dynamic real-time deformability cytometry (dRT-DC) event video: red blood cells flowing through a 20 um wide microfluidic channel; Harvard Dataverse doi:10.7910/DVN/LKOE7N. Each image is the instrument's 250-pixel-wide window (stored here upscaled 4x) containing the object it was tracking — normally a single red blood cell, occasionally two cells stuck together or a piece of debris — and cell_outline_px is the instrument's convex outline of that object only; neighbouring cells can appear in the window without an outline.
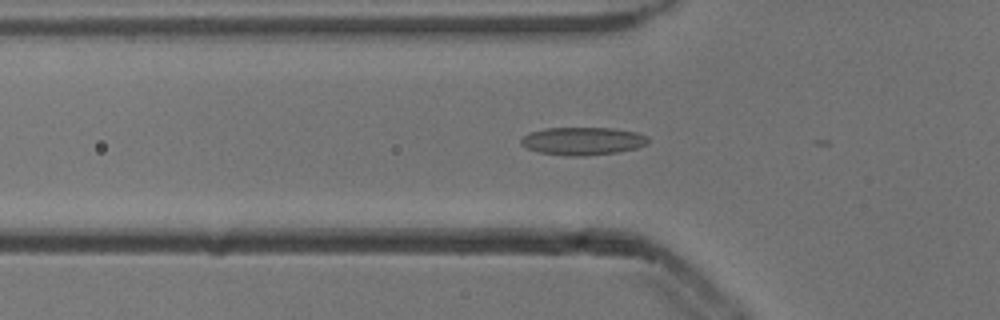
{"species": "common noctule bat (a hibernating species)", "species_latin": "Nyctalus noctula", "temperature_condition": "cold", "stored_images_in_passage": 4, "camera_frame_rate_fps": 3000, "um_per_image_px": 0.085, "animal": {"sex": "male", "body_mass_g": 13.3}, "frame": {"image": 1, "passage_image": 2, "time_ms": 0.333, "image_size_px": [1000, 320], "cell_outline_px": [[648, 144], [636, 148], [616, 152], [584, 156], [572, 156], [540, 152], [528, 148], [520, 144], [520, 140], [524, 136], [532, 132], [544, 128], [616, 128], [636, 132], [648, 136]], "centroid_in_image_um": [49.56, 11.98], "position_along_channel_um": 76.2, "area_um2": 20.52}}